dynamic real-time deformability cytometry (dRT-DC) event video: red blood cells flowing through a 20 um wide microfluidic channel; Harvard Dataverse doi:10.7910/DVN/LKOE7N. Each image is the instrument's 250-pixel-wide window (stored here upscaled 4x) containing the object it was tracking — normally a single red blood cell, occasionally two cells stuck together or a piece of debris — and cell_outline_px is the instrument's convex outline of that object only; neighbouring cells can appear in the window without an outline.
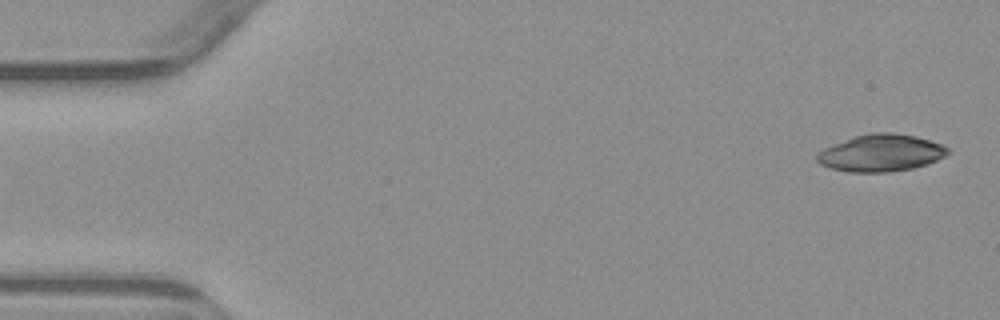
{"species": "common noctule bat (a hibernating species)", "species_latin": "Nyctalus noctula", "temperature_condition": "warm", "stored_images_in_passage": 7, "camera_frame_rate_fps": 3000, "um_per_image_px": 0.085, "animal": {"sex": "male", "body_mass_g": 23.1, "forearm_length_mm": 52.7}, "frame": {"image": 1, "passage_image": 1, "time_ms": 0.0, "image_size_px": [1000, 320], "cell_outline_px": [[952, 152], [928, 164], [912, 168], [888, 172], [848, 172], [832, 168], [820, 164], [816, 160], [816, 156], [824, 148], [856, 136], [872, 132], [892, 132], [916, 136], [940, 144], [948, 148]], "centroid_in_image_um": [74.9, 13.0], "position_along_channel_um": 10.1, "area_um2": 28.03}}